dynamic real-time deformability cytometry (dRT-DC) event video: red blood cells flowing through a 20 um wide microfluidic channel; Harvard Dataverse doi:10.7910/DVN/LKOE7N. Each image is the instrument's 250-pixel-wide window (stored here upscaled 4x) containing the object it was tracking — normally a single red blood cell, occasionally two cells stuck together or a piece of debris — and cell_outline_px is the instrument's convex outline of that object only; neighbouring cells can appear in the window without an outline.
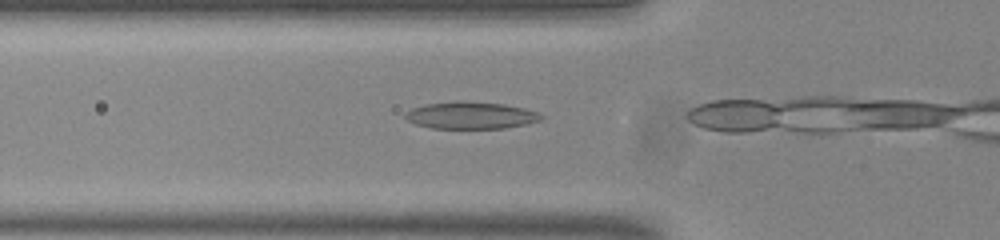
{"species": "common noctule bat (a hibernating species)", "species_latin": "Nyctalus noctula", "temperature_condition": "room temperature", "stored_images_in_passage": 4, "camera_frame_rate_fps": 3000, "um_per_image_px": 0.085, "animal": {"sex": "male", "body_mass_g": 20.0, "forearm_length_mm": 53.3}, "frame": {"image": 1, "passage_image": 3, "time_ms": 0.667, "image_size_px": [1000, 240], "cell_outline_px": [[544, 116], [540, 120], [524, 124], [504, 128], [432, 128], [416, 124], [408, 120], [404, 116], [404, 112], [412, 108], [428, 104], [456, 100], [464, 100], [504, 104], [524, 108], [536, 112]], "centroid_in_image_um": [39.99, 9.79], "position_along_channel_um": 85.8, "area_um2": 21.39}}